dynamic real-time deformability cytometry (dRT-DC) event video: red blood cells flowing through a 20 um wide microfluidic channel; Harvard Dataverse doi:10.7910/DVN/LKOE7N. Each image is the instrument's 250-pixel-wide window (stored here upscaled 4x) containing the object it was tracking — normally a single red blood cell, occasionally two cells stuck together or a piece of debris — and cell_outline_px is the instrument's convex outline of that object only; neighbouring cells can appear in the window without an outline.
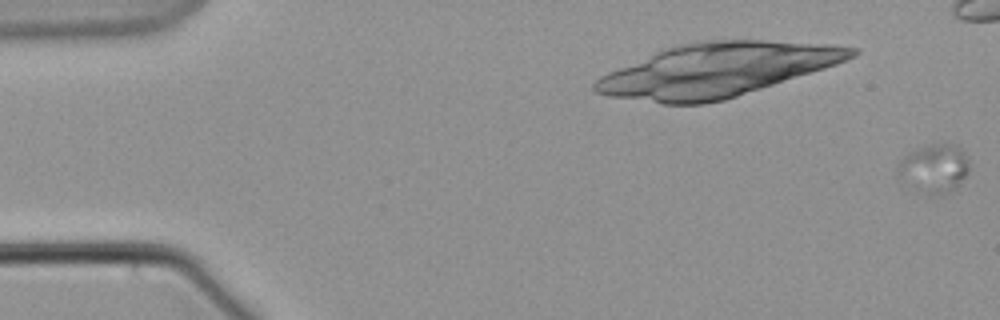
{"species": "common noctule bat (a hibernating species)", "species_latin": "Nyctalus noctula", "temperature_condition": "warm", "stored_images_in_passage": 6, "camera_frame_rate_fps": 3000, "um_per_image_px": 0.085, "animal": {"sex": "male", "body_mass_g": 21.5, "forearm_length_mm": 52.0}, "frame": {"image": 1, "passage_image": 6, "time_ms": 1.667, "image_size_px": [1000, 320], "cell_outline_px": [[968, 172], [960, 184], [956, 188], [944, 196], [928, 196], [900, 180], [896, 164], [908, 152], [932, 144], [956, 144], [968, 156]], "centroid_in_image_um": [79.4, 14.35], "position_along_channel_um": 5.6, "area_um2": 20.63}}